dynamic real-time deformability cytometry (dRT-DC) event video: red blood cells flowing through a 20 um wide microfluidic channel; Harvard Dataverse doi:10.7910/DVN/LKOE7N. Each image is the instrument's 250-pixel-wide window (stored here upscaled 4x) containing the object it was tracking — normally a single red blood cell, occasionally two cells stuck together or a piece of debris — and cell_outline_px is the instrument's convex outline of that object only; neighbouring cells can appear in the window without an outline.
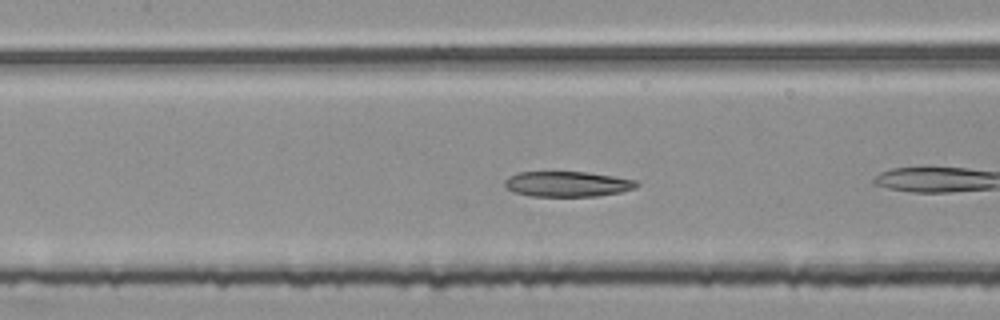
{"species": "common noctule bat (a hibernating species)", "species_latin": "Nyctalus noctula", "temperature_condition": "room temperature", "stored_images_in_passage": 35, "camera_frame_rate_fps": 3000, "um_per_image_px": 0.085, "animal": {"sex": "female", "body_mass_g": 25.1}, "frame": {"image": 1, "passage_image": 7, "time_ms": 2.0, "image_size_px": [1000, 320], "cell_outline_px": [[640, 184], [636, 188], [620, 192], [596, 196], [528, 196], [512, 192], [504, 188], [504, 180], [516, 172], [588, 172], [636, 180]], "centroid_in_image_um": [48.18, 15.64], "position_along_channel_um": 159.2, "area_um2": 19.65}}
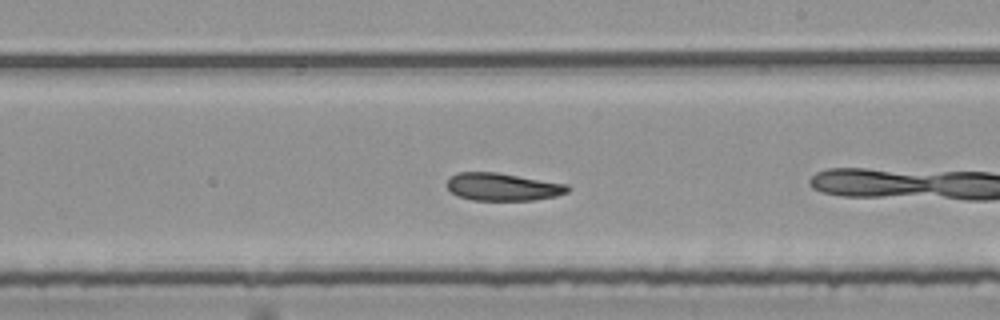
{"frame": {"image": 2, "passage_image": 14, "time_ms": 4.333, "image_size_px": [1000, 320], "cell_outline_px": [[572, 188], [568, 192], [556, 196], [532, 200], [472, 200], [456, 196], [448, 188], [448, 180], [456, 172], [496, 172], [568, 184]], "centroid_in_image_um": [42.76, 15.88], "position_along_channel_um": 246.2, "area_um2": 19.48}}
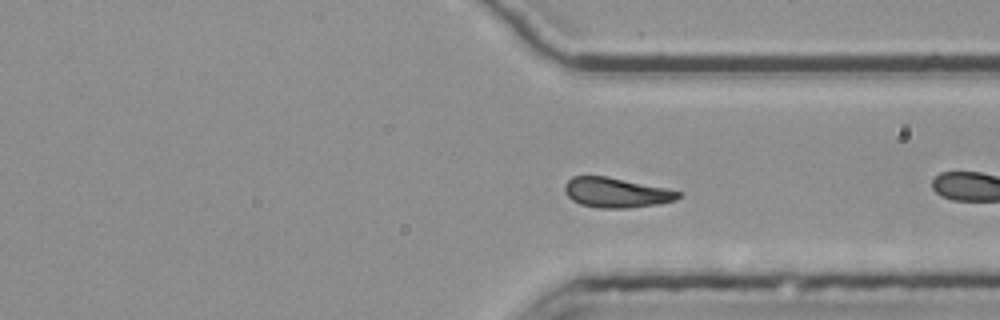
{"frame": {"image": 3, "passage_image": 23, "time_ms": 7.333, "image_size_px": [1000, 320], "cell_outline_px": [[684, 196], [676, 200], [660, 204], [628, 208], [596, 208], [580, 204], [572, 200], [564, 192], [564, 184], [572, 176], [604, 176], [684, 192]], "centroid_in_image_um": [52.39, 16.39], "position_along_channel_um": 359.0, "area_um2": 19.88}, "authors_computed_cell_mechanics": {"area_um2": 19.8832, "velocity_mm_per_s": 3.7563, "shape_relaxation_time_tau1_ms": null, "shape_relaxation_time_tau2_ms": 4.0671, "deformation_change_tau1": null, "deformation_change_tau2": 0.1103}}